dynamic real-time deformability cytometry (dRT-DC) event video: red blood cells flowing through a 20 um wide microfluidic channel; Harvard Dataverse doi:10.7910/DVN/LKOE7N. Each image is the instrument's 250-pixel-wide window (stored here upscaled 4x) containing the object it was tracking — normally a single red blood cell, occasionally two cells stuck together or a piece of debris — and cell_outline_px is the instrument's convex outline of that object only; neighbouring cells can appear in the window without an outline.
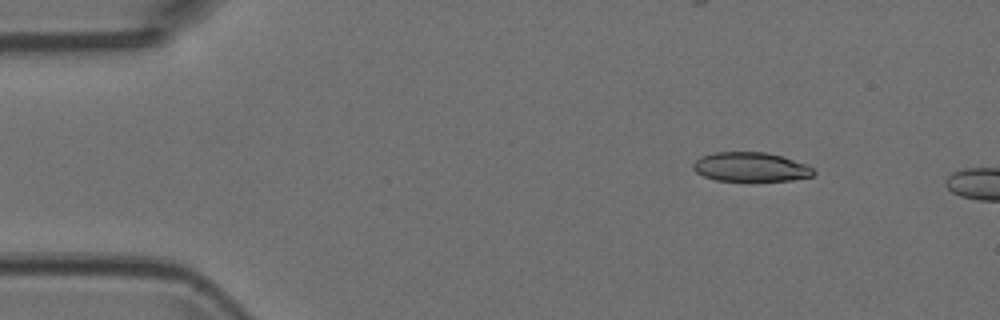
{"species": "Egyptian fruit bat (a non-hibernating species)", "species_latin": "Rousettus aegyptiacus", "temperature_condition": "room temperature", "stored_images_in_passage": 2, "camera_frame_rate_fps": 3000, "um_per_image_px": 0.085, "animal": {"sex": "female"}, "frame": {"image": 1, "passage_image": 1, "time_ms": 0.0, "image_size_px": [1000, 320], "cell_outline_px": [[816, 172], [812, 176], [792, 180], [716, 180], [704, 176], [696, 172], [692, 168], [692, 164], [700, 156], [716, 152], [768, 152], [804, 164], [812, 168]], "centroid_in_image_um": [63.77, 14.18], "position_along_channel_um": 21.2, "area_um2": 20.23}}